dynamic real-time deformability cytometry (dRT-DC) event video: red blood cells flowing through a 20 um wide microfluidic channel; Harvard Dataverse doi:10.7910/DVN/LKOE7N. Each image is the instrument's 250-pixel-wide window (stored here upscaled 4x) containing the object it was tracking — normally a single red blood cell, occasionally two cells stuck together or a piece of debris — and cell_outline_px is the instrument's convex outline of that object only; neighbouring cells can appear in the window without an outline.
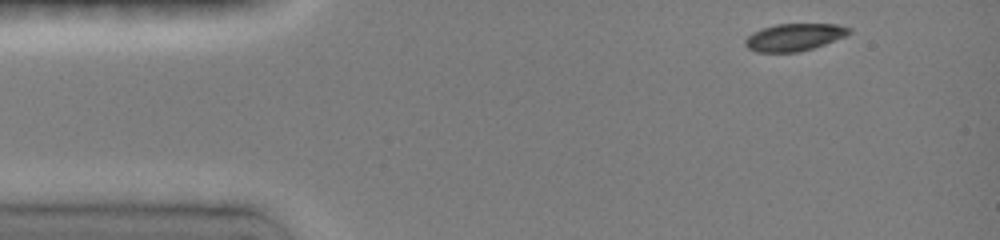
{"species": "common noctule bat (a hibernating species)", "species_latin": "Nyctalus noctula", "temperature_condition": "room temperature", "stored_images_in_passage": 49, "camera_frame_rate_fps": 3000, "um_per_image_px": 0.085, "animal": {"sex": "female", "body_mass_g": 19.0, "forearm_length_mm": 51.5}, "frame": {"image": 1, "passage_image": 1, "time_ms": 0.0, "image_size_px": [1000, 240], "cell_outline_px": [[852, 32], [844, 36], [824, 44], [800, 52], [756, 52], [748, 48], [744, 44], [744, 40], [748, 36], [764, 28], [776, 24], [836, 24], [852, 28]], "centroid_in_image_um": [67.52, 3.16], "position_along_channel_um": 17.5, "area_um2": 16.36}}
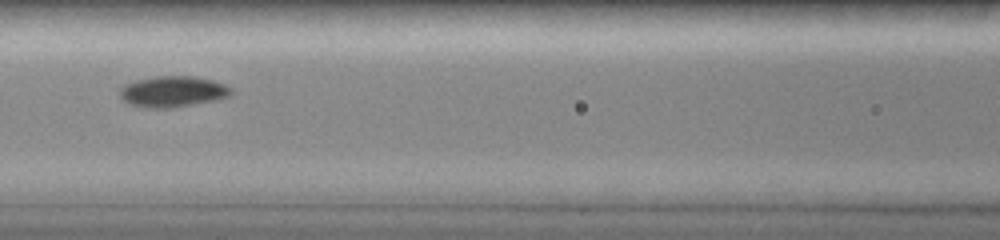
{"frame": {"image": 2, "passage_image": 22, "time_ms": 5.333, "image_size_px": [1000, 240], "cell_outline_px": [[232, 92], [228, 96], [216, 100], [172, 108], [148, 108], [128, 104], [120, 96], [120, 88], [136, 80], [156, 76], [192, 76], [212, 80], [228, 88]], "centroid_in_image_um": [14.64, 7.79], "position_along_channel_um": 152.0, "area_um2": 19.77}}
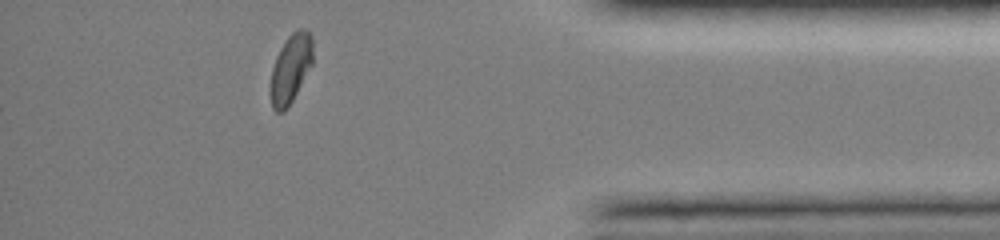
{"frame": {"image": 3, "passage_image": 49, "time_ms": 12.333, "image_size_px": [1000, 240], "cell_outline_px": [[312, 64], [288, 108], [284, 112], [276, 112], [272, 108], [272, 68], [276, 56], [280, 48], [288, 36], [296, 28], [304, 28], [312, 36]], "centroid_in_image_um": [24.72, 5.8], "position_along_channel_um": 410.5, "area_um2": 16.7}, "authors_computed_cell_mechanics": {"area_um2": 17.7446, "velocity_mm_per_s": 4.0087, "shape_relaxation_time_tau1_ms": 2.6666, "shape_relaxation_time_tau2_ms": 5.2518, "deformation_change_tau1": 0.1211, "deformation_change_tau2": 0.0607}}